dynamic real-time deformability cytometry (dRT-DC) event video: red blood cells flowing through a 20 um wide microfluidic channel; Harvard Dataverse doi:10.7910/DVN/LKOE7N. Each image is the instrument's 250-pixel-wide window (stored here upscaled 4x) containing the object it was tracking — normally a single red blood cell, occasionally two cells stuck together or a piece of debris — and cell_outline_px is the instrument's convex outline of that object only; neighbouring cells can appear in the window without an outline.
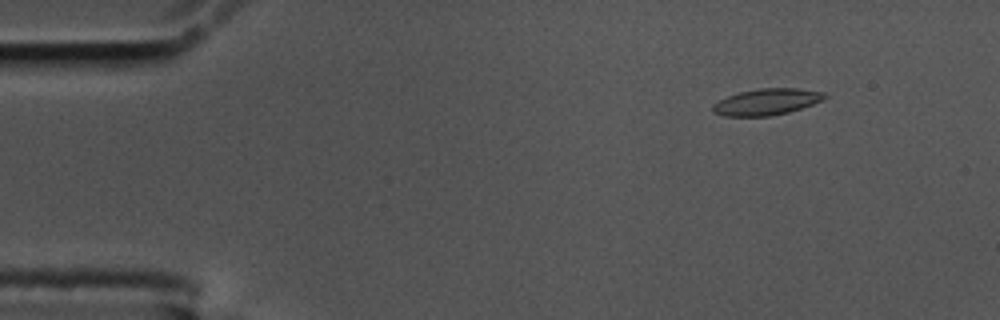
{"species": "common noctule bat (a hibernating species)", "species_latin": "Nyctalus noctula", "temperature_condition": "cold", "stored_images_in_passage": 57, "camera_frame_rate_fps": 3000, "um_per_image_px": 0.085, "animal": {"sex": "male", "body_mass_g": 17.5, "forearm_length_mm": 52.3}, "frame": {"image": 1, "passage_image": 6, "time_ms": 1.667, "image_size_px": [1000, 320], "cell_outline_px": [[828, 96], [824, 100], [788, 112], [768, 116], [724, 116], [712, 112], [712, 104], [728, 96], [740, 92], [756, 88], [796, 88], [824, 92]], "centroid_in_image_um": [65.16, 8.65], "position_along_channel_um": 19.8, "area_um2": 17.17}}
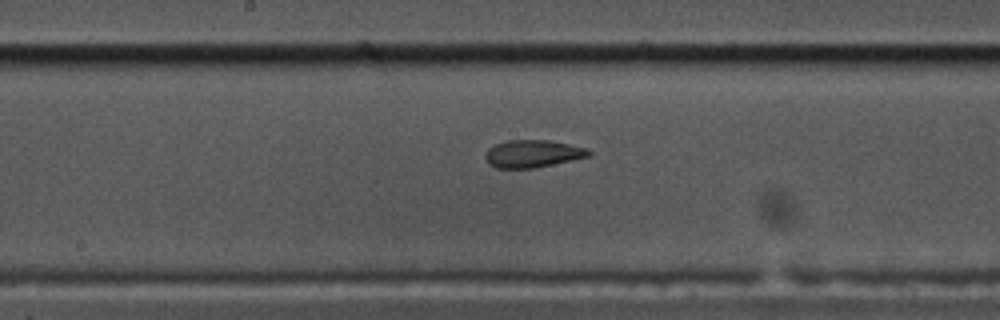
{"frame": {"image": 2, "passage_image": 29, "time_ms": 9.333, "image_size_px": [1000, 320], "cell_outline_px": [[592, 156], [532, 168], [496, 168], [488, 164], [484, 156], [488, 148], [496, 144], [508, 140], [548, 140], [588, 148], [592, 152]], "centroid_in_image_um": [45.28, 13.06], "position_along_channel_um": 202.9, "area_um2": 16.59}}
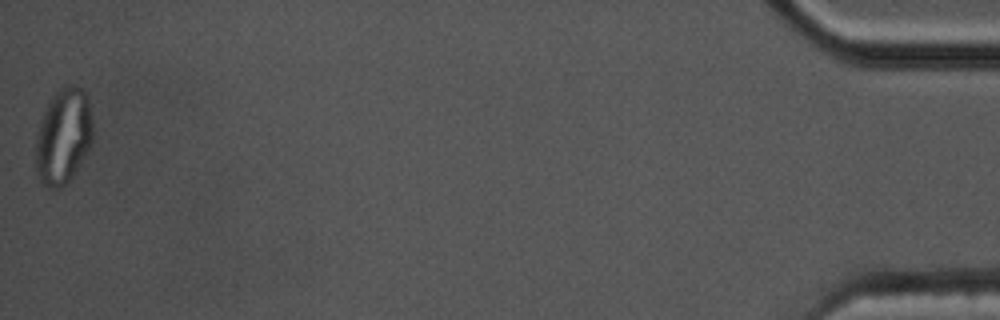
{"frame": {"image": 3, "passage_image": 57, "time_ms": 18.667, "image_size_px": [1000, 320], "cell_outline_px": [[92, 144], [88, 152], [72, 176], [60, 188], [48, 188], [40, 184], [36, 172], [36, 140], [40, 120], [52, 96], [64, 84], [72, 84], [80, 88], [84, 92], [88, 100], [92, 120]], "centroid_in_image_um": [5.38, 11.6], "position_along_channel_um": 429.8, "area_um2": 31.91}, "authors_computed_cell_mechanics": {"area_um2": 17.051, "velocity_mm_per_s": 3.4686, "shape_relaxation_time_tau1_ms": null, "shape_relaxation_time_tau2_ms": 1.5289, "deformation_change_tau1": null, "deformation_change_tau2": 0.0755}}